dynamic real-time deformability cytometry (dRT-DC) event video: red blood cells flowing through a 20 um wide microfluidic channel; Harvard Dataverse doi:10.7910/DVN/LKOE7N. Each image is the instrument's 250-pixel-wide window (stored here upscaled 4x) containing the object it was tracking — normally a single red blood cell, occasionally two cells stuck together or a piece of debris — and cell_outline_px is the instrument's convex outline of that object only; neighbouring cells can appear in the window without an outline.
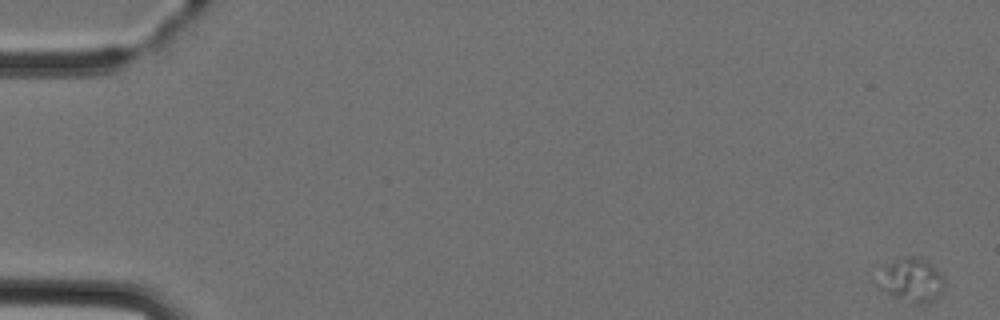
{"species": "Egyptian fruit bat (a non-hibernating species)", "species_latin": "Rousettus aegyptiacus", "temperature_condition": "cold", "stored_images_in_passage": 7, "camera_frame_rate_fps": 3000, "um_per_image_px": 0.085, "animal": {"sex": "female"}, "frame": {"image": 1, "passage_image": 1, "time_ms": 0.0, "image_size_px": [1000, 320], "cell_outline_px": [[944, 288], [936, 300], [924, 304], [908, 304], [880, 288], [872, 280], [888, 264], [904, 256], [912, 256], [924, 260], [936, 268], [944, 276]], "centroid_in_image_um": [77.46, 23.85], "position_along_channel_um": 7.5, "area_um2": 17.34}}
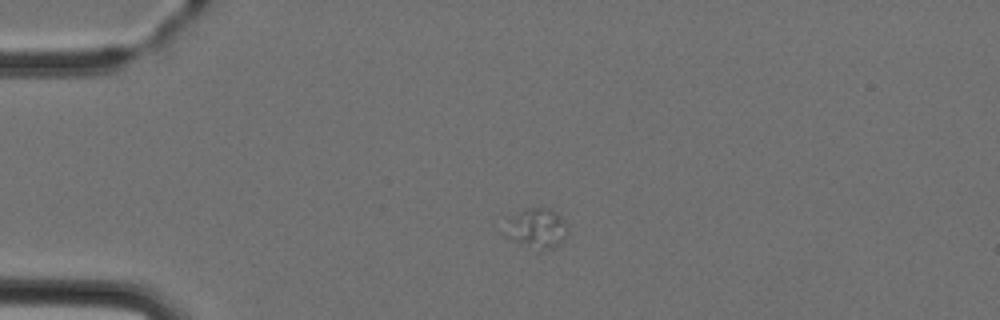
{"frame": {"image": 2, "passage_image": 4, "time_ms": 3.667, "image_size_px": [1000, 320], "cell_outline_px": [[568, 232], [564, 240], [560, 244], [552, 248], [540, 252], [536, 252], [504, 236], [500, 232], [508, 216], [524, 208], [548, 208], [556, 212], [564, 220], [568, 228]], "centroid_in_image_um": [45.54, 19.44], "position_along_channel_um": 39.5, "area_um2": 15.55}}